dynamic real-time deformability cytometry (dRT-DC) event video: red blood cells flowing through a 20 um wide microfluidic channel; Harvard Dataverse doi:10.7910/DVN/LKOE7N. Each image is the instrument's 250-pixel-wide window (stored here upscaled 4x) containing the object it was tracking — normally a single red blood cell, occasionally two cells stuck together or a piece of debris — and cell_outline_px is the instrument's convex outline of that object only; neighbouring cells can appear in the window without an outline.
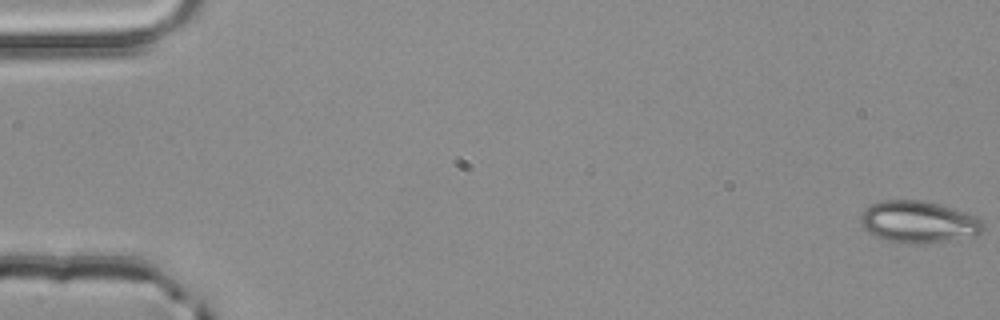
{"species": "common noctule bat (a hibernating species)", "species_latin": "Nyctalus noctula", "temperature_condition": "room temperature", "stored_images_in_passage": 5, "camera_frame_rate_fps": 3000, "um_per_image_px": 0.085, "animal": {"sex": "male", "body_mass_g": 20.4}, "frame": {"image": 1, "passage_image": 1, "time_ms": 0.0, "image_size_px": [1000, 320], "cell_outline_px": [[984, 228], [976, 236], [920, 244], [908, 244], [884, 240], [868, 232], [864, 228], [860, 220], [860, 212], [872, 204], [884, 200], [920, 200], [940, 204], [976, 216], [984, 224]], "centroid_in_image_um": [78.05, 18.87], "position_along_channel_um": 6.9, "area_um2": 29.94}}